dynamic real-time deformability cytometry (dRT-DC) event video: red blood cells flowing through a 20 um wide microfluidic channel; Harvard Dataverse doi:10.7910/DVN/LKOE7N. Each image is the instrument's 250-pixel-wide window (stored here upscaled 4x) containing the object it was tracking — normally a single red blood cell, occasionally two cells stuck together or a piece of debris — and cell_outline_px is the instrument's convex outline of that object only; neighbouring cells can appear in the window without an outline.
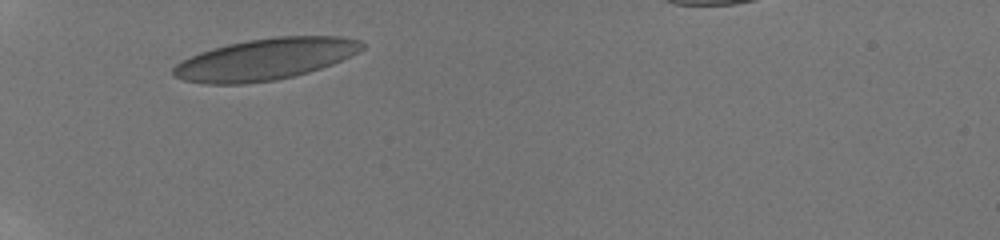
{"species": "human", "species_latin": "Homo sapiens", "temperature_condition": "room temperature", "stored_images_in_passage": 23, "camera_frame_rate_fps": 3000, "um_per_image_px": 0.085, "donor": {"sex": "male"}, "frame": {"image": 1, "passage_image": 1, "time_ms": 0.0, "image_size_px": [1000, 240], "cell_outline_px": [[364, 48], [360, 52], [352, 56], [332, 64], [308, 72], [276, 80], [244, 84], [204, 84], [184, 80], [172, 76], [172, 68], [176, 64], [200, 52], [212, 48], [228, 44], [248, 40], [276, 36], [344, 36], [360, 40], [364, 44]], "centroid_in_image_um": [22.57, 5.03], "position_along_channel_um": 62.4, "area_um2": 45.78}}
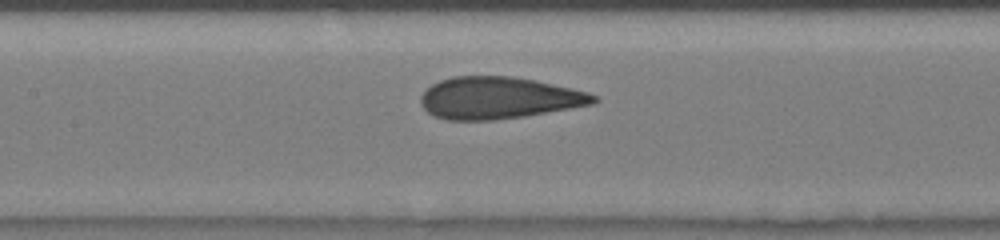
{"frame": {"image": 2, "passage_image": 9, "time_ms": 3.0, "image_size_px": [1000, 240], "cell_outline_px": [[600, 100], [592, 104], [524, 116], [496, 120], [448, 120], [432, 116], [420, 104], [420, 96], [432, 84], [440, 80], [452, 76], [512, 76], [572, 88], [588, 92], [596, 96]], "centroid_in_image_um": [42.35, 8.33], "position_along_channel_um": 165.0, "area_um2": 42.14}}
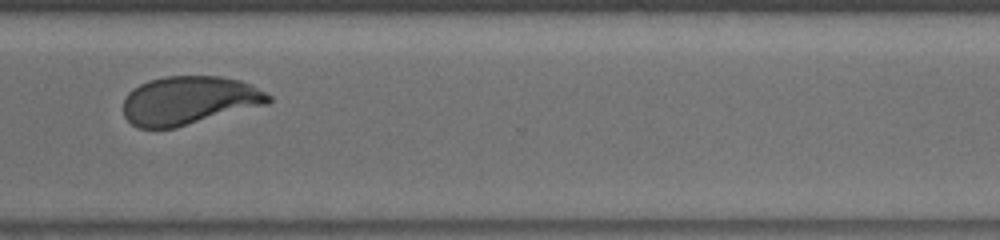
{"frame": {"image": 3, "passage_image": 22, "time_ms": 7.667, "image_size_px": [1000, 240], "cell_outline_px": [[272, 100], [268, 104], [176, 128], [140, 128], [132, 124], [124, 116], [124, 100], [128, 92], [132, 88], [148, 80], [164, 76], [220, 76], [240, 80], [252, 84], [272, 96]], "centroid_in_image_um": [16.09, 8.53], "position_along_channel_um": 354.5, "area_um2": 41.33}}